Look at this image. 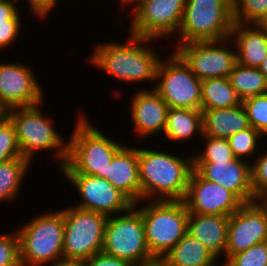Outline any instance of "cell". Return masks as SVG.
Wrapping results in <instances>:
<instances>
[{
	"instance_id": "cell-1",
	"label": "cell",
	"mask_w": 267,
	"mask_h": 266,
	"mask_svg": "<svg viewBox=\"0 0 267 266\" xmlns=\"http://www.w3.org/2000/svg\"><path fill=\"white\" fill-rule=\"evenodd\" d=\"M126 43L103 42L95 44L89 65L103 70L121 81L135 84L149 81L155 84L161 56L150 47L154 39L129 34ZM149 42L151 44H149ZM154 50V51H153Z\"/></svg>"
},
{
	"instance_id": "cell-2",
	"label": "cell",
	"mask_w": 267,
	"mask_h": 266,
	"mask_svg": "<svg viewBox=\"0 0 267 266\" xmlns=\"http://www.w3.org/2000/svg\"><path fill=\"white\" fill-rule=\"evenodd\" d=\"M166 152L138 148L141 201L184 199L193 170V155L182 158Z\"/></svg>"
},
{
	"instance_id": "cell-3",
	"label": "cell",
	"mask_w": 267,
	"mask_h": 266,
	"mask_svg": "<svg viewBox=\"0 0 267 266\" xmlns=\"http://www.w3.org/2000/svg\"><path fill=\"white\" fill-rule=\"evenodd\" d=\"M73 134L68 138L66 163L62 174L95 175L106 179L107 169L114 155L125 145L103 135L91 124L87 114L78 113ZM108 137V138H107Z\"/></svg>"
},
{
	"instance_id": "cell-4",
	"label": "cell",
	"mask_w": 267,
	"mask_h": 266,
	"mask_svg": "<svg viewBox=\"0 0 267 266\" xmlns=\"http://www.w3.org/2000/svg\"><path fill=\"white\" fill-rule=\"evenodd\" d=\"M133 206L142 215L150 254L162 260L187 234L189 212L185 203L183 200H147L146 204L142 200Z\"/></svg>"
},
{
	"instance_id": "cell-5",
	"label": "cell",
	"mask_w": 267,
	"mask_h": 266,
	"mask_svg": "<svg viewBox=\"0 0 267 266\" xmlns=\"http://www.w3.org/2000/svg\"><path fill=\"white\" fill-rule=\"evenodd\" d=\"M40 103L31 107H15L7 110V117L15 127L17 141L22 157L32 164L34 155L43 150H50L54 155L58 170L66 163L68 139L53 126V120L42 112Z\"/></svg>"
},
{
	"instance_id": "cell-6",
	"label": "cell",
	"mask_w": 267,
	"mask_h": 266,
	"mask_svg": "<svg viewBox=\"0 0 267 266\" xmlns=\"http://www.w3.org/2000/svg\"><path fill=\"white\" fill-rule=\"evenodd\" d=\"M22 266H45L63 258L62 210L40 213L17 230Z\"/></svg>"
},
{
	"instance_id": "cell-7",
	"label": "cell",
	"mask_w": 267,
	"mask_h": 266,
	"mask_svg": "<svg viewBox=\"0 0 267 266\" xmlns=\"http://www.w3.org/2000/svg\"><path fill=\"white\" fill-rule=\"evenodd\" d=\"M233 24L232 0H186L175 43L227 39Z\"/></svg>"
},
{
	"instance_id": "cell-8",
	"label": "cell",
	"mask_w": 267,
	"mask_h": 266,
	"mask_svg": "<svg viewBox=\"0 0 267 266\" xmlns=\"http://www.w3.org/2000/svg\"><path fill=\"white\" fill-rule=\"evenodd\" d=\"M102 252L135 265L156 260L148 250L142 215L134 206L127 212L108 216Z\"/></svg>"
},
{
	"instance_id": "cell-9",
	"label": "cell",
	"mask_w": 267,
	"mask_h": 266,
	"mask_svg": "<svg viewBox=\"0 0 267 266\" xmlns=\"http://www.w3.org/2000/svg\"><path fill=\"white\" fill-rule=\"evenodd\" d=\"M172 52L160 60L153 89L169 108L201 110L202 81L174 50Z\"/></svg>"
},
{
	"instance_id": "cell-10",
	"label": "cell",
	"mask_w": 267,
	"mask_h": 266,
	"mask_svg": "<svg viewBox=\"0 0 267 266\" xmlns=\"http://www.w3.org/2000/svg\"><path fill=\"white\" fill-rule=\"evenodd\" d=\"M61 210L64 216L63 257L85 261L102 252L108 216L75 206Z\"/></svg>"
},
{
	"instance_id": "cell-11",
	"label": "cell",
	"mask_w": 267,
	"mask_h": 266,
	"mask_svg": "<svg viewBox=\"0 0 267 266\" xmlns=\"http://www.w3.org/2000/svg\"><path fill=\"white\" fill-rule=\"evenodd\" d=\"M186 0H138L128 34L157 39L173 38L180 28Z\"/></svg>"
},
{
	"instance_id": "cell-12",
	"label": "cell",
	"mask_w": 267,
	"mask_h": 266,
	"mask_svg": "<svg viewBox=\"0 0 267 266\" xmlns=\"http://www.w3.org/2000/svg\"><path fill=\"white\" fill-rule=\"evenodd\" d=\"M231 42L230 38L218 41H192L174 45V51L201 81L228 78L237 63L235 45L232 46Z\"/></svg>"
},
{
	"instance_id": "cell-13",
	"label": "cell",
	"mask_w": 267,
	"mask_h": 266,
	"mask_svg": "<svg viewBox=\"0 0 267 266\" xmlns=\"http://www.w3.org/2000/svg\"><path fill=\"white\" fill-rule=\"evenodd\" d=\"M76 189L80 202L77 208L99 212L106 216L127 212L134 204L107 179L84 174H63Z\"/></svg>"
},
{
	"instance_id": "cell-14",
	"label": "cell",
	"mask_w": 267,
	"mask_h": 266,
	"mask_svg": "<svg viewBox=\"0 0 267 266\" xmlns=\"http://www.w3.org/2000/svg\"><path fill=\"white\" fill-rule=\"evenodd\" d=\"M224 262L232 255L267 241V207L257 199L230 215Z\"/></svg>"
},
{
	"instance_id": "cell-15",
	"label": "cell",
	"mask_w": 267,
	"mask_h": 266,
	"mask_svg": "<svg viewBox=\"0 0 267 266\" xmlns=\"http://www.w3.org/2000/svg\"><path fill=\"white\" fill-rule=\"evenodd\" d=\"M43 91L31 66L0 61V103L7 110L44 102Z\"/></svg>"
},
{
	"instance_id": "cell-16",
	"label": "cell",
	"mask_w": 267,
	"mask_h": 266,
	"mask_svg": "<svg viewBox=\"0 0 267 266\" xmlns=\"http://www.w3.org/2000/svg\"><path fill=\"white\" fill-rule=\"evenodd\" d=\"M189 213L230 216L243 202L230 190L202 178L194 169L183 199Z\"/></svg>"
},
{
	"instance_id": "cell-17",
	"label": "cell",
	"mask_w": 267,
	"mask_h": 266,
	"mask_svg": "<svg viewBox=\"0 0 267 266\" xmlns=\"http://www.w3.org/2000/svg\"><path fill=\"white\" fill-rule=\"evenodd\" d=\"M193 169L204 179L232 191L243 203L255 201L251 185V163L231 161H193Z\"/></svg>"
},
{
	"instance_id": "cell-18",
	"label": "cell",
	"mask_w": 267,
	"mask_h": 266,
	"mask_svg": "<svg viewBox=\"0 0 267 266\" xmlns=\"http://www.w3.org/2000/svg\"><path fill=\"white\" fill-rule=\"evenodd\" d=\"M142 89L132 96L129 103L131 122L139 139L163 134L169 111L167 103L153 88Z\"/></svg>"
},
{
	"instance_id": "cell-19",
	"label": "cell",
	"mask_w": 267,
	"mask_h": 266,
	"mask_svg": "<svg viewBox=\"0 0 267 266\" xmlns=\"http://www.w3.org/2000/svg\"><path fill=\"white\" fill-rule=\"evenodd\" d=\"M106 179L133 204L141 201L138 147L123 146L113 157Z\"/></svg>"
},
{
	"instance_id": "cell-20",
	"label": "cell",
	"mask_w": 267,
	"mask_h": 266,
	"mask_svg": "<svg viewBox=\"0 0 267 266\" xmlns=\"http://www.w3.org/2000/svg\"><path fill=\"white\" fill-rule=\"evenodd\" d=\"M229 221L230 216L189 213L187 233L219 259L225 256Z\"/></svg>"
},
{
	"instance_id": "cell-21",
	"label": "cell",
	"mask_w": 267,
	"mask_h": 266,
	"mask_svg": "<svg viewBox=\"0 0 267 266\" xmlns=\"http://www.w3.org/2000/svg\"><path fill=\"white\" fill-rule=\"evenodd\" d=\"M230 39L235 45L237 62L259 68L267 56V31L257 24L234 22Z\"/></svg>"
},
{
	"instance_id": "cell-22",
	"label": "cell",
	"mask_w": 267,
	"mask_h": 266,
	"mask_svg": "<svg viewBox=\"0 0 267 266\" xmlns=\"http://www.w3.org/2000/svg\"><path fill=\"white\" fill-rule=\"evenodd\" d=\"M202 126L203 135L228 139L250 125L241 103L229 108L202 110Z\"/></svg>"
},
{
	"instance_id": "cell-23",
	"label": "cell",
	"mask_w": 267,
	"mask_h": 266,
	"mask_svg": "<svg viewBox=\"0 0 267 266\" xmlns=\"http://www.w3.org/2000/svg\"><path fill=\"white\" fill-rule=\"evenodd\" d=\"M218 259L188 233L161 260L163 266H214Z\"/></svg>"
},
{
	"instance_id": "cell-24",
	"label": "cell",
	"mask_w": 267,
	"mask_h": 266,
	"mask_svg": "<svg viewBox=\"0 0 267 266\" xmlns=\"http://www.w3.org/2000/svg\"><path fill=\"white\" fill-rule=\"evenodd\" d=\"M163 134L172 143L192 140L198 134L202 137V110L169 108Z\"/></svg>"
},
{
	"instance_id": "cell-25",
	"label": "cell",
	"mask_w": 267,
	"mask_h": 266,
	"mask_svg": "<svg viewBox=\"0 0 267 266\" xmlns=\"http://www.w3.org/2000/svg\"><path fill=\"white\" fill-rule=\"evenodd\" d=\"M242 103L228 78L202 80L201 110L223 109Z\"/></svg>"
},
{
	"instance_id": "cell-26",
	"label": "cell",
	"mask_w": 267,
	"mask_h": 266,
	"mask_svg": "<svg viewBox=\"0 0 267 266\" xmlns=\"http://www.w3.org/2000/svg\"><path fill=\"white\" fill-rule=\"evenodd\" d=\"M228 79L242 101L267 93V77L259 68L243 66L237 62Z\"/></svg>"
},
{
	"instance_id": "cell-27",
	"label": "cell",
	"mask_w": 267,
	"mask_h": 266,
	"mask_svg": "<svg viewBox=\"0 0 267 266\" xmlns=\"http://www.w3.org/2000/svg\"><path fill=\"white\" fill-rule=\"evenodd\" d=\"M30 162L18 157L0 164V201L12 202L17 199L23 179L29 171ZM22 184V185H21Z\"/></svg>"
},
{
	"instance_id": "cell-28",
	"label": "cell",
	"mask_w": 267,
	"mask_h": 266,
	"mask_svg": "<svg viewBox=\"0 0 267 266\" xmlns=\"http://www.w3.org/2000/svg\"><path fill=\"white\" fill-rule=\"evenodd\" d=\"M263 138L265 137L260 132L249 126L229 137L228 142L235 158L245 159L246 161L247 157L249 159L252 156V159H249L252 160V163L256 157L255 154L258 153L257 147L260 146L259 142Z\"/></svg>"
},
{
	"instance_id": "cell-29",
	"label": "cell",
	"mask_w": 267,
	"mask_h": 266,
	"mask_svg": "<svg viewBox=\"0 0 267 266\" xmlns=\"http://www.w3.org/2000/svg\"><path fill=\"white\" fill-rule=\"evenodd\" d=\"M233 20L242 24H257L267 12V0H232Z\"/></svg>"
},
{
	"instance_id": "cell-30",
	"label": "cell",
	"mask_w": 267,
	"mask_h": 266,
	"mask_svg": "<svg viewBox=\"0 0 267 266\" xmlns=\"http://www.w3.org/2000/svg\"><path fill=\"white\" fill-rule=\"evenodd\" d=\"M247 115L249 125L267 136V93L248 97L242 101Z\"/></svg>"
},
{
	"instance_id": "cell-31",
	"label": "cell",
	"mask_w": 267,
	"mask_h": 266,
	"mask_svg": "<svg viewBox=\"0 0 267 266\" xmlns=\"http://www.w3.org/2000/svg\"><path fill=\"white\" fill-rule=\"evenodd\" d=\"M205 148L197 155L193 154V161H231L235 156L230 148L228 139L202 135Z\"/></svg>"
},
{
	"instance_id": "cell-32",
	"label": "cell",
	"mask_w": 267,
	"mask_h": 266,
	"mask_svg": "<svg viewBox=\"0 0 267 266\" xmlns=\"http://www.w3.org/2000/svg\"><path fill=\"white\" fill-rule=\"evenodd\" d=\"M22 157L16 131L11 120L6 116L0 122V164Z\"/></svg>"
},
{
	"instance_id": "cell-33",
	"label": "cell",
	"mask_w": 267,
	"mask_h": 266,
	"mask_svg": "<svg viewBox=\"0 0 267 266\" xmlns=\"http://www.w3.org/2000/svg\"><path fill=\"white\" fill-rule=\"evenodd\" d=\"M223 263L227 266H267V241L238 252Z\"/></svg>"
},
{
	"instance_id": "cell-34",
	"label": "cell",
	"mask_w": 267,
	"mask_h": 266,
	"mask_svg": "<svg viewBox=\"0 0 267 266\" xmlns=\"http://www.w3.org/2000/svg\"><path fill=\"white\" fill-rule=\"evenodd\" d=\"M261 154L251 163V185L256 200L267 194V151Z\"/></svg>"
},
{
	"instance_id": "cell-35",
	"label": "cell",
	"mask_w": 267,
	"mask_h": 266,
	"mask_svg": "<svg viewBox=\"0 0 267 266\" xmlns=\"http://www.w3.org/2000/svg\"><path fill=\"white\" fill-rule=\"evenodd\" d=\"M0 266H22L17 231L0 234Z\"/></svg>"
},
{
	"instance_id": "cell-36",
	"label": "cell",
	"mask_w": 267,
	"mask_h": 266,
	"mask_svg": "<svg viewBox=\"0 0 267 266\" xmlns=\"http://www.w3.org/2000/svg\"><path fill=\"white\" fill-rule=\"evenodd\" d=\"M19 12L11 19L6 20V23H0V50L9 47L19 36L21 25H23Z\"/></svg>"
},
{
	"instance_id": "cell-37",
	"label": "cell",
	"mask_w": 267,
	"mask_h": 266,
	"mask_svg": "<svg viewBox=\"0 0 267 266\" xmlns=\"http://www.w3.org/2000/svg\"><path fill=\"white\" fill-rule=\"evenodd\" d=\"M83 262L84 266H136L129 261L106 255L103 252L93 255Z\"/></svg>"
},
{
	"instance_id": "cell-38",
	"label": "cell",
	"mask_w": 267,
	"mask_h": 266,
	"mask_svg": "<svg viewBox=\"0 0 267 266\" xmlns=\"http://www.w3.org/2000/svg\"><path fill=\"white\" fill-rule=\"evenodd\" d=\"M30 5L29 9L31 13L37 16V19L40 18L47 19L49 13L53 11L54 6H58L57 0H27Z\"/></svg>"
},
{
	"instance_id": "cell-39",
	"label": "cell",
	"mask_w": 267,
	"mask_h": 266,
	"mask_svg": "<svg viewBox=\"0 0 267 266\" xmlns=\"http://www.w3.org/2000/svg\"><path fill=\"white\" fill-rule=\"evenodd\" d=\"M18 0H0V23H6V20L11 19L18 11Z\"/></svg>"
},
{
	"instance_id": "cell-40",
	"label": "cell",
	"mask_w": 267,
	"mask_h": 266,
	"mask_svg": "<svg viewBox=\"0 0 267 266\" xmlns=\"http://www.w3.org/2000/svg\"><path fill=\"white\" fill-rule=\"evenodd\" d=\"M49 266H84V262L79 259L60 258Z\"/></svg>"
},
{
	"instance_id": "cell-41",
	"label": "cell",
	"mask_w": 267,
	"mask_h": 266,
	"mask_svg": "<svg viewBox=\"0 0 267 266\" xmlns=\"http://www.w3.org/2000/svg\"><path fill=\"white\" fill-rule=\"evenodd\" d=\"M257 25L267 31V12L262 17V19L257 23Z\"/></svg>"
},
{
	"instance_id": "cell-42",
	"label": "cell",
	"mask_w": 267,
	"mask_h": 266,
	"mask_svg": "<svg viewBox=\"0 0 267 266\" xmlns=\"http://www.w3.org/2000/svg\"><path fill=\"white\" fill-rule=\"evenodd\" d=\"M259 70L267 77V56L259 66Z\"/></svg>"
},
{
	"instance_id": "cell-43",
	"label": "cell",
	"mask_w": 267,
	"mask_h": 266,
	"mask_svg": "<svg viewBox=\"0 0 267 266\" xmlns=\"http://www.w3.org/2000/svg\"><path fill=\"white\" fill-rule=\"evenodd\" d=\"M7 116V109L0 103V122Z\"/></svg>"
},
{
	"instance_id": "cell-44",
	"label": "cell",
	"mask_w": 267,
	"mask_h": 266,
	"mask_svg": "<svg viewBox=\"0 0 267 266\" xmlns=\"http://www.w3.org/2000/svg\"><path fill=\"white\" fill-rule=\"evenodd\" d=\"M137 1L138 0H119V2H121L120 4H124L123 6H125V5H135V3Z\"/></svg>"
},
{
	"instance_id": "cell-45",
	"label": "cell",
	"mask_w": 267,
	"mask_h": 266,
	"mask_svg": "<svg viewBox=\"0 0 267 266\" xmlns=\"http://www.w3.org/2000/svg\"><path fill=\"white\" fill-rule=\"evenodd\" d=\"M136 266H159V260H154L153 262L143 264V265H136Z\"/></svg>"
},
{
	"instance_id": "cell-46",
	"label": "cell",
	"mask_w": 267,
	"mask_h": 266,
	"mask_svg": "<svg viewBox=\"0 0 267 266\" xmlns=\"http://www.w3.org/2000/svg\"><path fill=\"white\" fill-rule=\"evenodd\" d=\"M261 201L266 205L267 207V194L261 199Z\"/></svg>"
},
{
	"instance_id": "cell-47",
	"label": "cell",
	"mask_w": 267,
	"mask_h": 266,
	"mask_svg": "<svg viewBox=\"0 0 267 266\" xmlns=\"http://www.w3.org/2000/svg\"><path fill=\"white\" fill-rule=\"evenodd\" d=\"M159 266H163L161 260H159Z\"/></svg>"
}]
</instances>
